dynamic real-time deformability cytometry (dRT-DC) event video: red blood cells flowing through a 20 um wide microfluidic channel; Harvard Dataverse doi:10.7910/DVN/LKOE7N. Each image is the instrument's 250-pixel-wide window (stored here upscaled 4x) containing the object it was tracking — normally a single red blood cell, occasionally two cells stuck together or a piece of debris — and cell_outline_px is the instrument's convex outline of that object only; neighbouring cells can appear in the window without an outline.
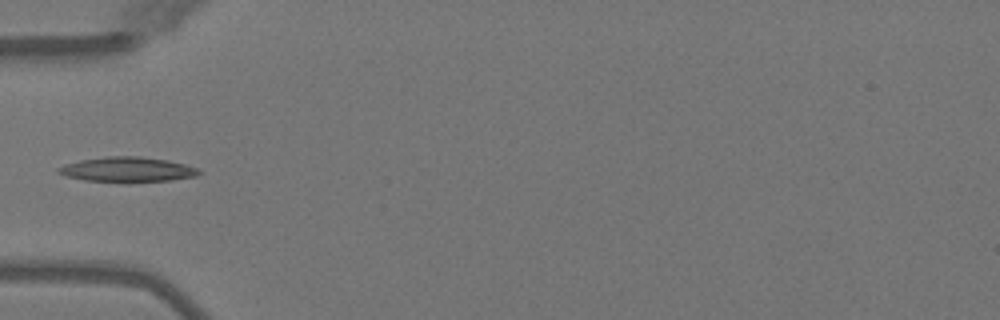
{"species": "Egyptian fruit bat (a non-hibernating species)", "species_latin": "Rousettus aegyptiacus", "temperature_condition": "warm", "stored_images_in_passage": 5, "camera_frame_rate_fps": 3000, "um_per_image_px": 0.085, "animal": {"sex": "female"}, "frame": {"image": 1, "passage_image": 5, "time_ms": 4.667, "image_size_px": [1000, 320], "cell_outline_px": [[200, 172], [196, 176], [172, 180], [84, 180], [64, 176], [56, 172], [56, 168], [64, 164], [80, 160], [104, 156], [140, 156], [168, 160], [184, 164], [196, 168]], "centroid_in_image_um": [10.76, 14.37], "position_along_channel_um": 74.2, "area_um2": 19.83}}